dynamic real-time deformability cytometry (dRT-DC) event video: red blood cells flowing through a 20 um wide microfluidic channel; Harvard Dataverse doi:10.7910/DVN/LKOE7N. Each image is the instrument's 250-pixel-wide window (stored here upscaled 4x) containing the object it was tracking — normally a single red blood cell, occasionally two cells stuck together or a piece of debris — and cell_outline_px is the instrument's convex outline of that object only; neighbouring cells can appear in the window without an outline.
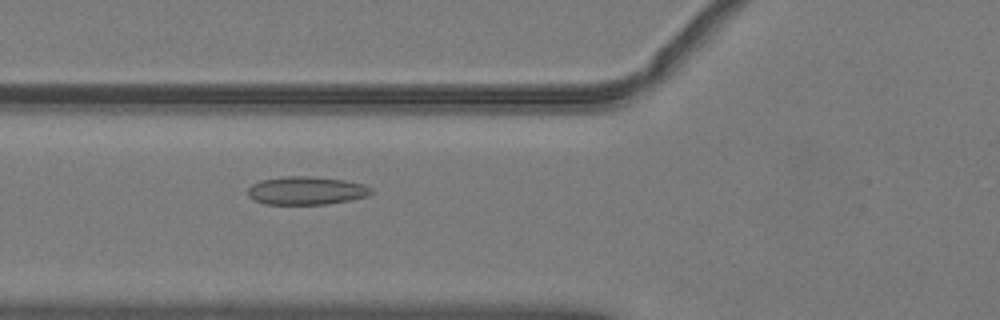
{"species": "common noctule bat (a hibernating species)", "species_latin": "Nyctalus noctula", "temperature_condition": "warm", "stored_images_in_passage": 52, "camera_frame_rate_fps": 3000, "um_per_image_px": 0.085, "animal": {"sex": "male", "body_mass_g": 19.2, "forearm_length_mm": 51.8}, "frame": {"image": 1, "passage_image": 20, "time_ms": 6.333, "image_size_px": [1000, 320], "cell_outline_px": [[372, 192], [368, 196], [328, 204], [264, 204], [252, 200], [248, 196], [248, 188], [252, 184], [260, 180], [288, 176], [308, 176], [344, 180], [360, 184], [372, 188]], "centroid_in_image_um": [25.99, 16.21], "position_along_channel_um": 99.8, "area_um2": 20.17}}
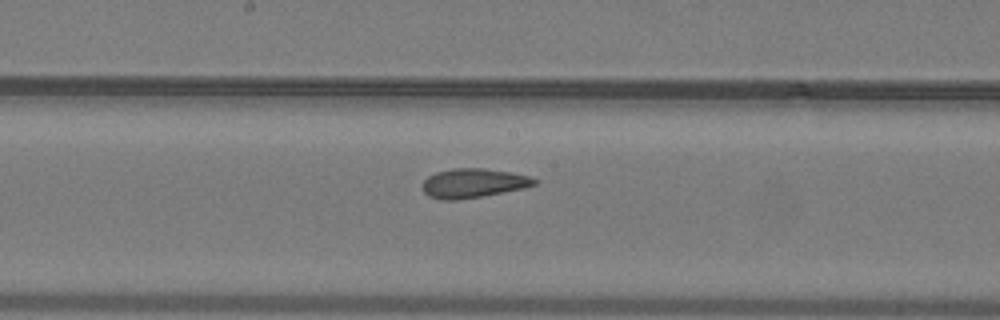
{"frame": {"image": 2, "passage_image": 28, "time_ms": 9.0, "image_size_px": [1000, 320], "cell_outline_px": [[536, 184], [524, 188], [480, 196], [456, 200], [440, 200], [428, 196], [424, 192], [424, 180], [428, 176], [436, 172], [452, 168], [480, 168], [508, 172], [528, 176], [536, 180]], "centroid_in_image_um": [40.18, 15.57], "position_along_channel_um": 208.0, "area_um2": 18.73}}
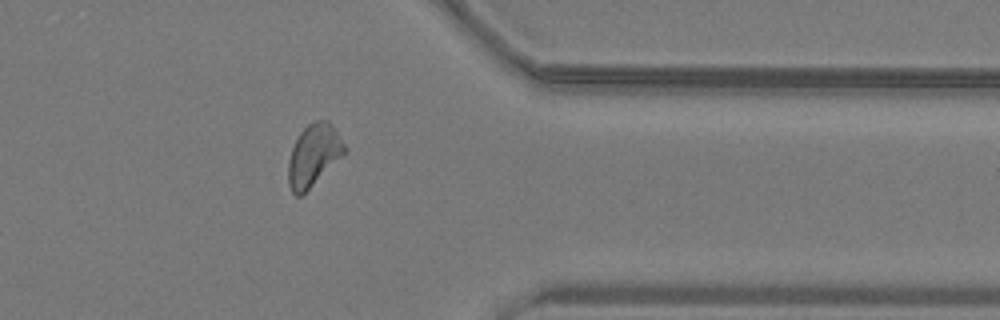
{"frame": {"image": 3, "passage_image": 42, "time_ms": 13.667, "image_size_px": [1000, 320], "cell_outline_px": [[344, 152], [300, 196], [296, 196], [292, 192], [288, 184], [288, 160], [292, 148], [300, 132], [308, 124], [316, 120], [328, 120], [332, 124], [344, 144]], "centroid_in_image_um": [26.6, 13.16], "position_along_channel_um": 384.8, "area_um2": 19.48}, "authors_computed_cell_mechanics": {"area_um2": 19.8832, "velocity_mm_per_s": 4.0364, "shape_relaxation_time_tau1_ms": null, "shape_relaxation_time_tau2_ms": 1.5303, "deformation_change_tau1": null, "deformation_change_tau2": 0.0926}}